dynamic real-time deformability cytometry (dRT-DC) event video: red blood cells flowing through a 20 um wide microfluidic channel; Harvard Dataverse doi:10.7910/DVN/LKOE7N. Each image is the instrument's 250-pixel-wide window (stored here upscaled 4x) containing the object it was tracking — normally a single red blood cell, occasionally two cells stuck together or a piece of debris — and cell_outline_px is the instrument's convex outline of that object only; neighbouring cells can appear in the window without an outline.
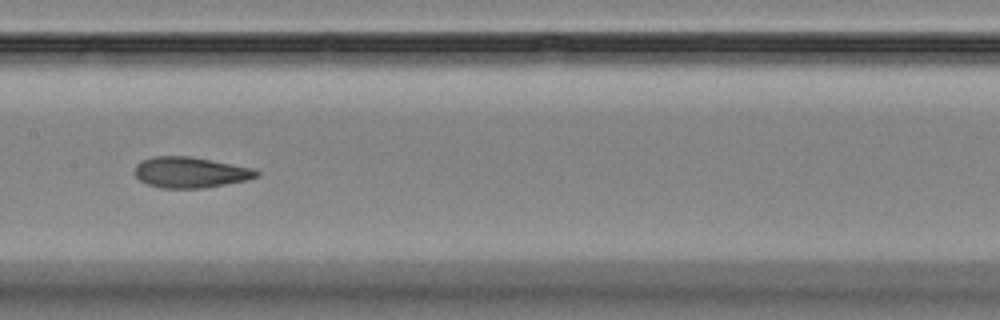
{"species": "Egyptian fruit bat (a non-hibernating species)", "species_latin": "Rousettus aegyptiacus", "temperature_condition": "room temperature", "stored_images_in_passage": 8, "camera_frame_rate_fps": 3000, "um_per_image_px": 0.085, "animal": {"sex": "female"}, "frame": {"image": 1, "passage_image": 6, "time_ms": 7.0, "image_size_px": [1000, 320], "cell_outline_px": [[260, 176], [248, 180], [204, 188], [160, 188], [148, 184], [140, 180], [136, 176], [136, 164], [140, 160], [152, 156], [188, 156], [252, 168], [260, 172]], "centroid_in_image_um": [16.18, 14.65], "position_along_channel_um": 191.2, "area_um2": 21.79}}
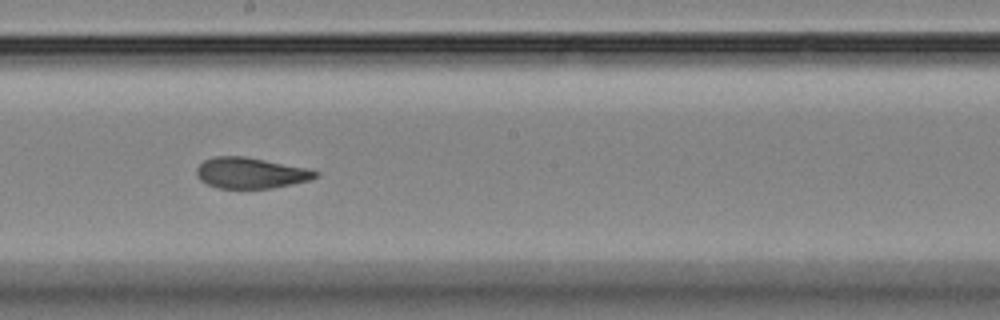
{"frame": {"image": 2, "passage_image": 7, "time_ms": 8.0, "image_size_px": [1000, 320], "cell_outline_px": [[320, 172], [316, 176], [308, 180], [272, 188], [216, 188], [200, 180], [196, 176], [196, 168], [204, 160], [212, 156], [244, 156], [308, 168]], "centroid_in_image_um": [21.26, 14.69], "position_along_channel_um": 226.9, "area_um2": 21.33}}
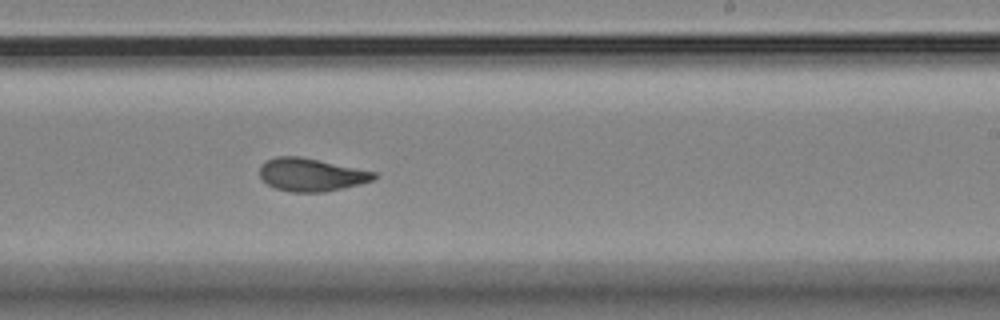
{"frame": {"image": 3, "passage_image": 8, "time_ms": 9.0, "image_size_px": [1000, 320], "cell_outline_px": [[376, 176], [372, 180], [360, 184], [324, 192], [292, 192], [276, 188], [268, 184], [260, 176], [260, 164], [276, 156], [300, 156], [376, 172]], "centroid_in_image_um": [26.43, 14.84], "position_along_channel_um": 262.6, "area_um2": 21.73}}